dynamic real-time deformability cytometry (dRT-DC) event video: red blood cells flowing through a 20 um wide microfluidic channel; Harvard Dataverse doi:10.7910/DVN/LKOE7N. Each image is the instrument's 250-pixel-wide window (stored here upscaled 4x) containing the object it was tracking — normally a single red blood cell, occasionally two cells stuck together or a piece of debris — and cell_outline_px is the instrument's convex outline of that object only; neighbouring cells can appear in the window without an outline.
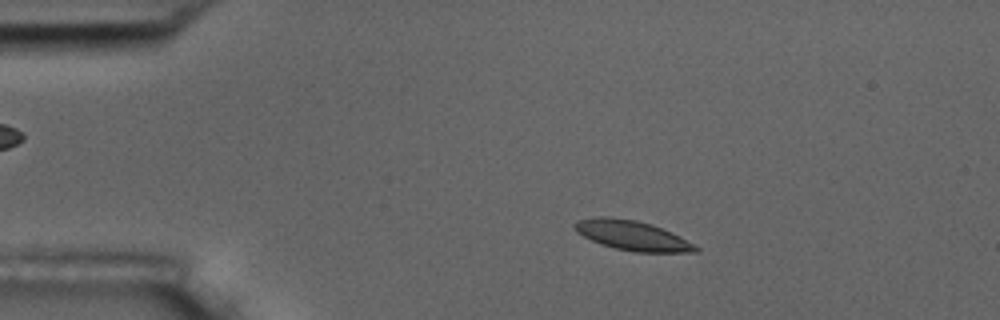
{"species": "common noctule bat (a hibernating species)", "species_latin": "Nyctalus noctula", "temperature_condition": "room temperature", "stored_images_in_passage": 55, "camera_frame_rate_fps": 3000, "um_per_image_px": 0.085, "animal": {"sex": "male", "body_mass_g": 17.5, "forearm_length_mm": 52.3}, "frame": {"image": 1, "passage_image": 9, "time_ms": 2.667, "image_size_px": [1000, 320], "cell_outline_px": [[700, 248], [696, 252], [636, 252], [616, 248], [600, 244], [576, 232], [572, 224], [576, 220], [596, 216], [604, 216], [636, 220], [652, 224], [672, 232], [680, 236]], "centroid_in_image_um": [53.71, 20.0], "position_along_channel_um": 31.3, "area_um2": 20.98}}
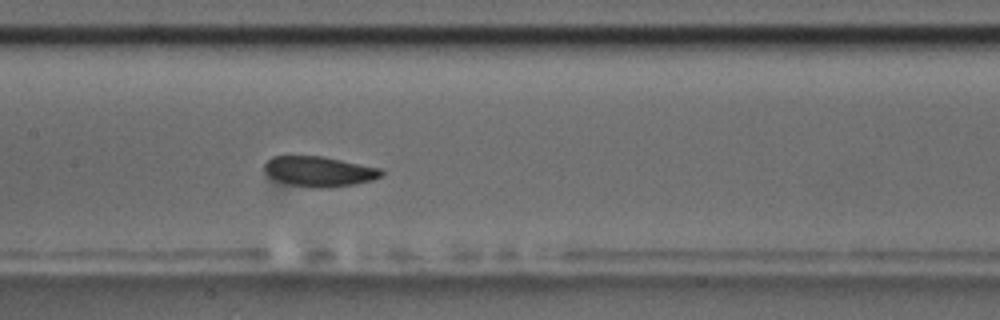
{"frame": {"image": 2, "passage_image": 26, "time_ms": 8.333, "image_size_px": [1000, 320], "cell_outline_px": [[384, 172], [380, 176], [372, 180], [356, 184], [328, 188], [312, 188], [292, 184], [276, 180], [268, 176], [264, 172], [264, 164], [272, 156], [320, 156], [384, 168]], "centroid_in_image_um": [27.15, 14.57], "position_along_channel_um": 180.3, "area_um2": 20.69}}
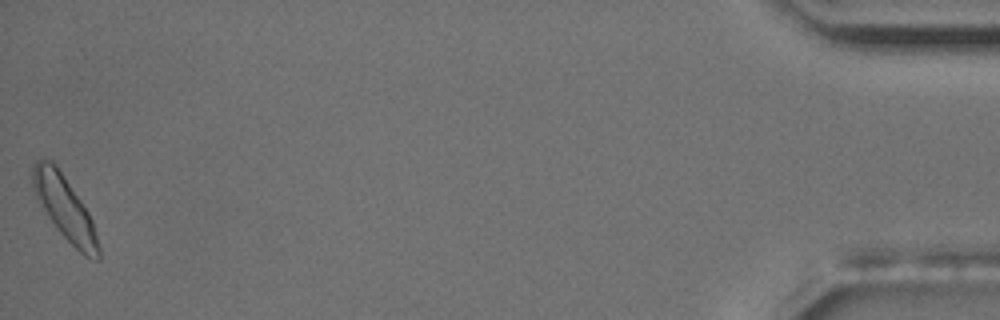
{"frame": {"image": 3, "passage_image": 55, "time_ms": 18.0, "image_size_px": [1000, 320], "cell_outline_px": [[100, 260], [96, 260], [84, 256], [60, 232], [36, 200], [32, 188], [32, 168], [36, 160], [52, 160], [56, 164], [88, 212], [92, 220], [100, 248]], "centroid_in_image_um": [5.49, 17.67], "position_along_channel_um": 429.7, "area_um2": 24.1}, "authors_computed_cell_mechanics": {"area_um2": 20.7502, "velocity_mm_per_s": 3.55, "shape_relaxation_time_tau1_ms": null, "shape_relaxation_time_tau2_ms": 4.1976, "deformation_change_tau1": null, "deformation_change_tau2": 0.0792}}